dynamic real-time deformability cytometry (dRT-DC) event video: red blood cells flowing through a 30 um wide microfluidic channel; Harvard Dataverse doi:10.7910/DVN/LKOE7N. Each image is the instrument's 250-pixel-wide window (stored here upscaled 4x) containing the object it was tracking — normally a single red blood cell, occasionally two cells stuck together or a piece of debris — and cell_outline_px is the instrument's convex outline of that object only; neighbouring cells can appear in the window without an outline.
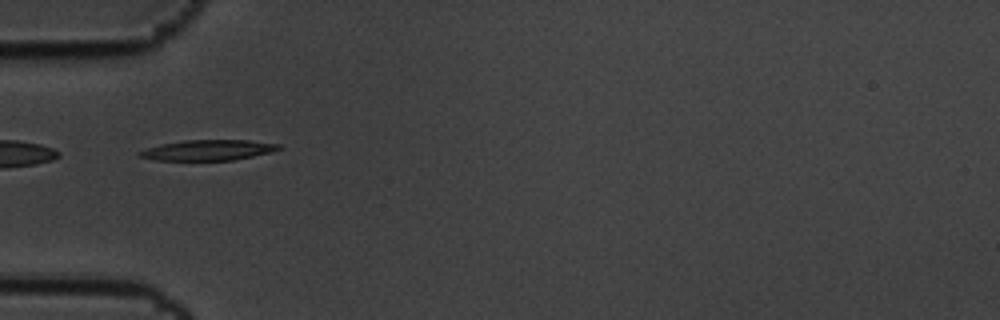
{"species": "common noctule bat (a hibernating species)", "species_latin": "Nyctalus noctula", "temperature_condition": "cold", "stored_images_in_passage": 15, "camera_frame_rate_fps": 3000, "um_per_image_px": 0.085, "animal": {"sex": "male", "body_mass_g": 19.5, "forearm_length_mm": 54.6}, "frame": {"image": 1, "passage_image": 5, "time_ms": 1.333, "image_size_px": [1000, 320], "cell_outline_px": [[284, 148], [272, 152], [232, 160], [156, 160], [140, 156], [136, 152], [160, 144], [184, 140], [248, 140], [280, 144]], "centroid_in_image_um": [17.72, 12.75], "position_along_channel_um": 67.3, "area_um2": 16.59}}
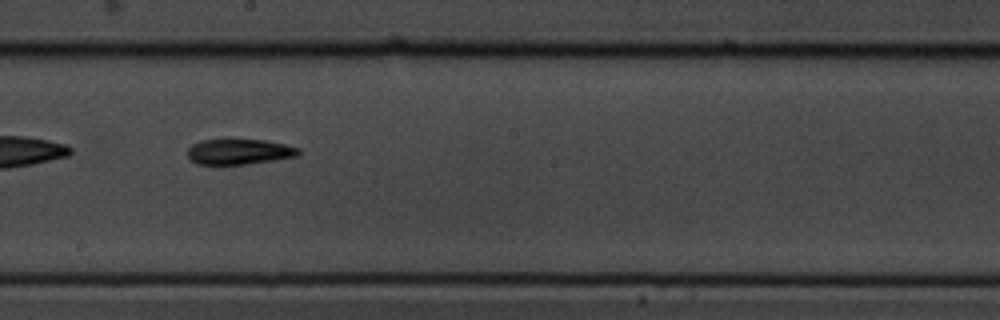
{"frame": {"image": 2, "passage_image": 9, "time_ms": 2.667, "image_size_px": [1000, 320], "cell_outline_px": [[300, 156], [248, 164], [196, 164], [188, 160], [188, 148], [192, 144], [204, 140], [228, 136], [264, 140], [284, 144], [300, 148]], "centroid_in_image_um": [20.31, 12.85], "position_along_channel_um": 227.9, "area_um2": 17.34}}
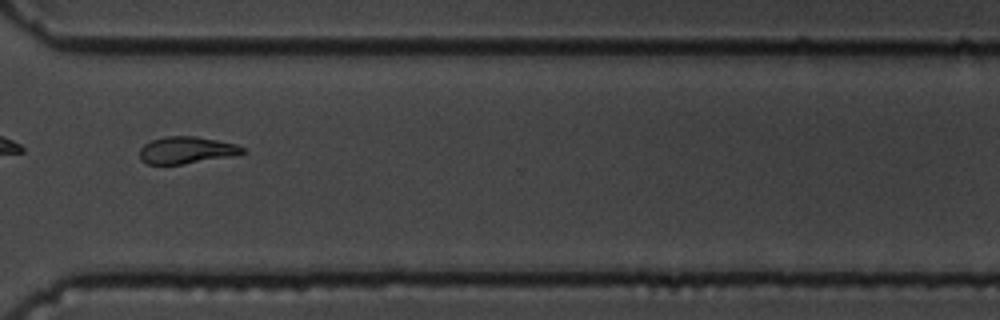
{"frame": {"image": 3, "passage_image": 12, "time_ms": 3.667, "image_size_px": [1000, 320], "cell_outline_px": [[248, 152], [232, 156], [184, 164], [148, 164], [140, 160], [140, 148], [144, 144], [152, 140], [164, 136], [196, 136], [236, 144], [244, 148]], "centroid_in_image_um": [15.85, 12.76], "position_along_channel_um": 354.7, "area_um2": 16.24}}